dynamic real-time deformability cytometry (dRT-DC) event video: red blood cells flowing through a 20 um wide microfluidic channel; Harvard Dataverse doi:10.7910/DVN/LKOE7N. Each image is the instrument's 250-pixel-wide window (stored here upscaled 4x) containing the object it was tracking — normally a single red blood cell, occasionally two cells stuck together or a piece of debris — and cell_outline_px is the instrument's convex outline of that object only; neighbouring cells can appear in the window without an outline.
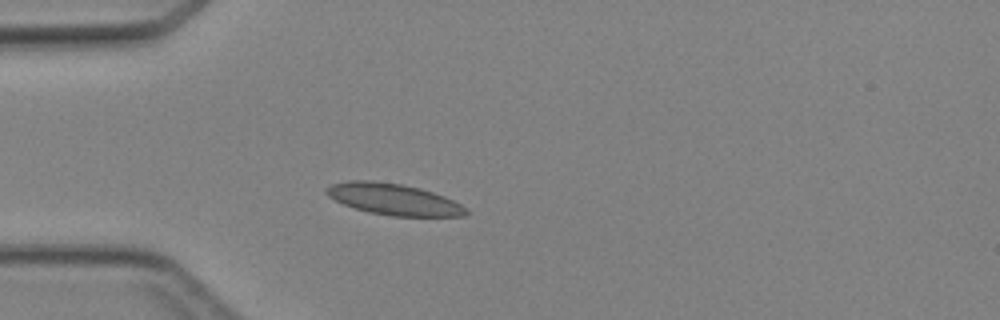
{"species": "Egyptian fruit bat (a non-hibernating species)", "species_latin": "Rousettus aegyptiacus", "temperature_condition": "cold", "stored_images_in_passage": 2, "camera_frame_rate_fps": 3000, "um_per_image_px": 0.085, "animal": {"sex": "female"}, "frame": {"image": 1, "passage_image": 2, "time_ms": 1.333, "image_size_px": [1000, 320], "cell_outline_px": [[468, 212], [464, 216], [392, 216], [368, 212], [344, 204], [328, 196], [324, 192], [324, 188], [332, 184], [348, 180], [372, 180], [400, 184], [420, 188], [444, 196], [460, 204]], "centroid_in_image_um": [33.41, 16.93], "position_along_channel_um": 51.6, "area_um2": 25.32}}